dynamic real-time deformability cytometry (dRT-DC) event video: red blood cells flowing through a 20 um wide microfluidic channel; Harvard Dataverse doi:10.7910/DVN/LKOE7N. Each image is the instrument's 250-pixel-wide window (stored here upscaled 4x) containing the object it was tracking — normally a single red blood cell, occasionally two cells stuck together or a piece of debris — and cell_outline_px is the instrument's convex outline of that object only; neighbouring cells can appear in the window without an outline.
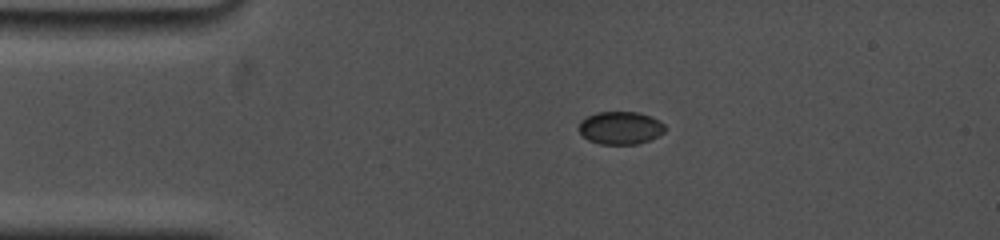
{"species": "common noctule bat (a hibernating species)", "species_latin": "Nyctalus noctula", "temperature_condition": "cold", "stored_images_in_passage": 8, "camera_frame_rate_fps": 5000, "um_per_image_px": 0.085, "animal": {"sex": "female", "body_mass_g": 19.0, "forearm_length_mm": 53.3}, "frame": {"image": 1, "passage_image": 1, "time_ms": 0.0, "image_size_px": [1000, 240], "cell_outline_px": [[664, 132], [648, 140], [636, 144], [600, 144], [588, 140], [580, 132], [580, 120], [596, 112], [640, 112], [652, 116], [660, 120], [664, 124]], "centroid_in_image_um": [52.74, 10.85], "position_along_channel_um": 32.3, "area_um2": 16.42}}
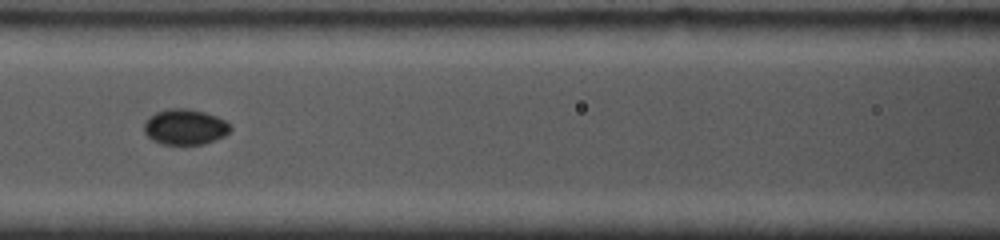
{"frame": {"image": 2, "passage_image": 5, "time_ms": 4.2, "image_size_px": [1000, 240], "cell_outline_px": [[232, 128], [224, 136], [216, 140], [204, 144], [160, 144], [152, 140], [144, 132], [144, 124], [156, 112], [168, 108], [188, 108], [204, 112], [216, 116], [224, 120]], "centroid_in_image_um": [15.73, 10.79], "position_along_channel_um": 150.9, "area_um2": 17.8}}
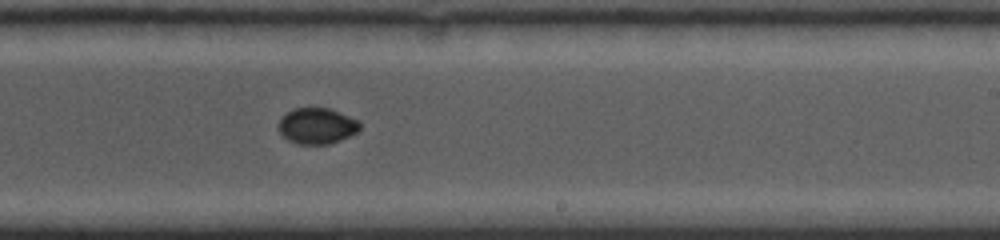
{"frame": {"image": 3, "passage_image": 8, "time_ms": 7.2, "image_size_px": [1000, 240], "cell_outline_px": [[360, 128], [356, 132], [340, 140], [328, 144], [296, 144], [288, 140], [280, 132], [280, 120], [288, 112], [296, 108], [328, 108], [340, 112], [360, 120]], "centroid_in_image_um": [26.98, 10.7], "position_along_channel_um": 262.0, "area_um2": 16.82}}